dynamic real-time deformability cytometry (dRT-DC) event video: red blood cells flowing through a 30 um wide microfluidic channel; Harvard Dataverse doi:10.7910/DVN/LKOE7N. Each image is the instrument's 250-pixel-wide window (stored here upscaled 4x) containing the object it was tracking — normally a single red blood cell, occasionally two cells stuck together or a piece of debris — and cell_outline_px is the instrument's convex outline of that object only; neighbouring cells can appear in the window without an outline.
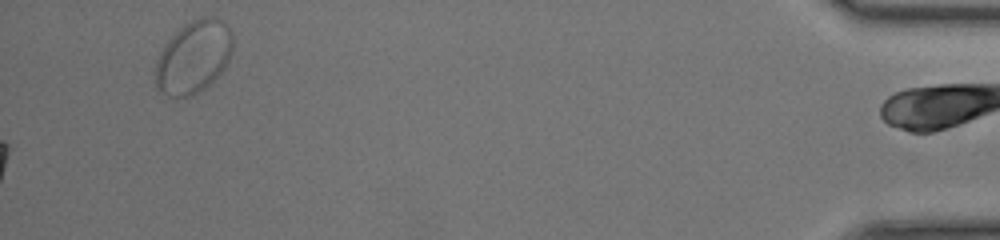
{"species": "common noctule bat (a hibernating species)", "species_latin": "Nyctalus noctula", "temperature_condition": "room temperature", "stored_images_in_passage": 48, "segment_of_instrument_passage": [2, 2], "camera_frame_rate_fps": 3000, "um_per_image_px": 0.085, "animal": {"sex": "female", "body_mass_g": 17.0, "forearm_length_mm": 48.0}, "frame": {"image": 1, "passage_image": 48, "time_ms": 15.667, "image_size_px": [1000, 240], "cell_outline_px": [[232, 52], [224, 68], [204, 88], [192, 96], [168, 96], [160, 92], [156, 88], [156, 60], [164, 44], [184, 24], [200, 16], [216, 16], [228, 24], [232, 32]], "centroid_in_image_um": [16.46, 4.81], "position_along_channel_um": 418.7, "area_um2": 32.77}}